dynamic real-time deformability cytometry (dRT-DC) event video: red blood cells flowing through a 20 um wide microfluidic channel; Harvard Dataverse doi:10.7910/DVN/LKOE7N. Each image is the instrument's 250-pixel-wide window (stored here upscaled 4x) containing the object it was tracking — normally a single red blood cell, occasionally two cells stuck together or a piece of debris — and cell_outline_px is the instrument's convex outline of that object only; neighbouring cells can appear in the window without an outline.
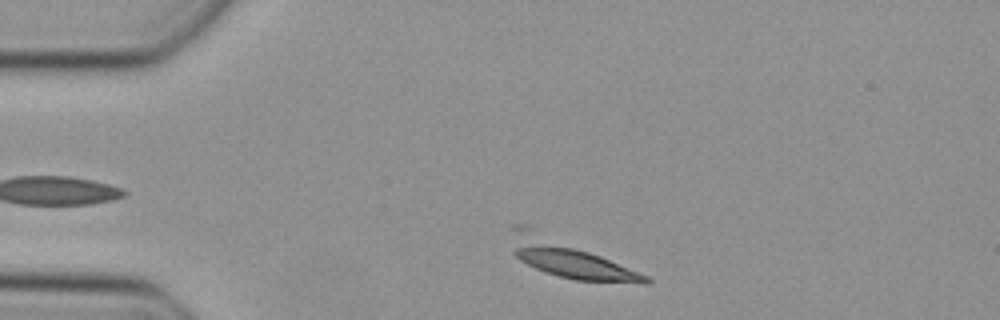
{"species": "Egyptian fruit bat (a non-hibernating species)", "species_latin": "Rousettus aegyptiacus", "temperature_condition": "cold", "stored_images_in_passage": 15, "camera_frame_rate_fps": 3000, "um_per_image_px": 0.085, "animal": {"sex": "female"}, "frame": {"image": 1, "passage_image": 2, "time_ms": 0.333, "image_size_px": [1000, 320], "cell_outline_px": [[652, 280], [648, 284], [644, 284], [576, 280], [544, 272], [520, 260], [512, 252], [516, 248], [528, 244], [572, 248], [588, 252], [600, 256], [648, 276]], "centroid_in_image_um": [49.1, 22.51], "position_along_channel_um": 35.9, "area_um2": 21.68}}
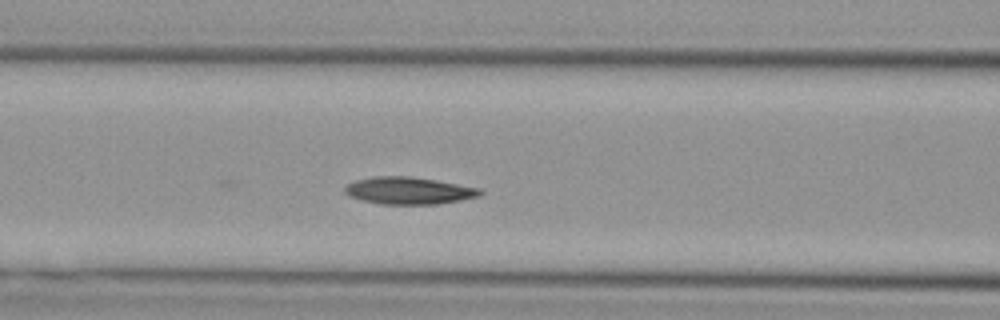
{"frame": {"image": 2, "passage_image": 12, "time_ms": 3.667, "image_size_px": [1000, 320], "cell_outline_px": [[484, 192], [480, 196], [440, 204], [380, 204], [348, 196], [344, 192], [344, 188], [348, 184], [356, 180], [376, 176], [412, 176], [436, 180], [480, 188]], "centroid_in_image_um": [34.77, 16.2], "position_along_channel_um": 131.8, "area_um2": 21.44}}
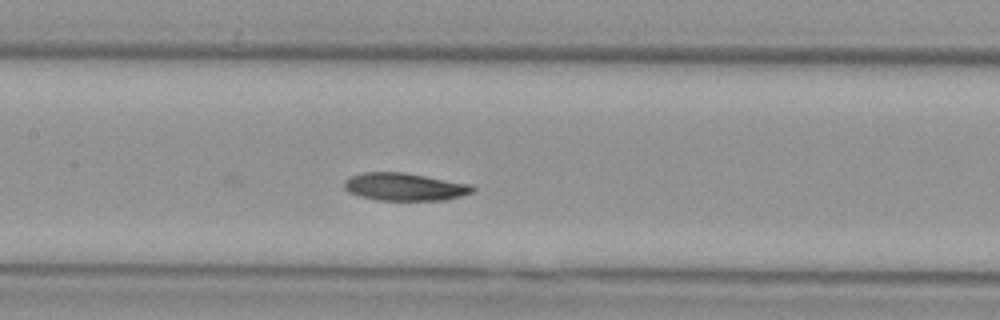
{"frame": {"image": 3, "passage_image": 15, "time_ms": 4.667, "image_size_px": [1000, 320], "cell_outline_px": [[476, 192], [444, 200], [380, 200], [360, 196], [348, 192], [344, 188], [344, 180], [348, 176], [364, 172], [404, 172], [472, 184], [476, 188]], "centroid_in_image_um": [34.41, 15.87], "position_along_channel_um": 173.0, "area_um2": 20.92}}